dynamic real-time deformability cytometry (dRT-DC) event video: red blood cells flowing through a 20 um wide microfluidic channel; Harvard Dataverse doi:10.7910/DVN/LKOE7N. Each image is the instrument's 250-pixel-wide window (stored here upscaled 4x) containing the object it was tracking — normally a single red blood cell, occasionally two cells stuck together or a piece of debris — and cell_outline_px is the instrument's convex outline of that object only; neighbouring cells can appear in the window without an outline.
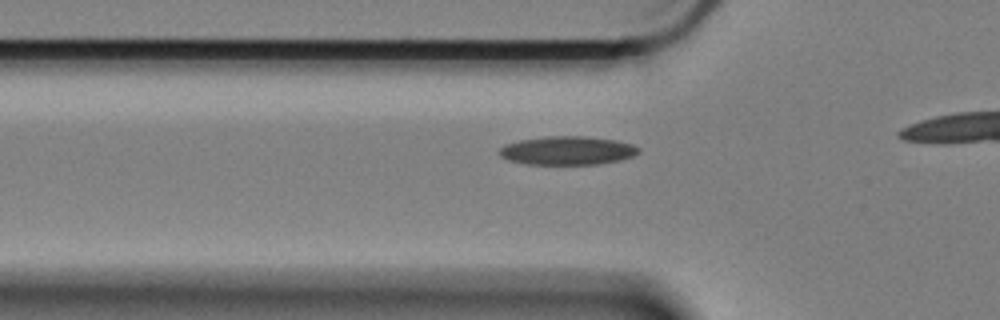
{"species": "Egyptian fruit bat (a non-hibernating species)", "species_latin": "Rousettus aegyptiacus", "temperature_condition": "cold", "stored_images_in_passage": 20, "camera_frame_rate_fps": 3000, "um_per_image_px": 0.085, "animal": {"sex": "female"}, "frame": {"image": 1, "passage_image": 10, "time_ms": 3.0, "image_size_px": [1000, 320], "cell_outline_px": [[640, 152], [632, 156], [620, 160], [600, 164], [528, 164], [508, 160], [500, 156], [500, 148], [504, 144], [520, 140], [544, 136], [584, 136], [616, 140], [632, 144], [640, 148]], "centroid_in_image_um": [48.23, 12.79], "position_along_channel_um": 77.6, "area_um2": 23.24}}
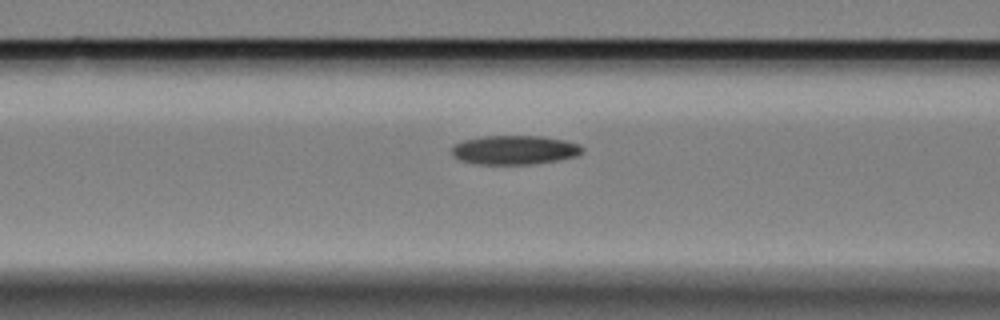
{"frame": {"image": 2, "passage_image": 14, "time_ms": 4.333, "image_size_px": [1000, 320], "cell_outline_px": [[584, 148], [576, 156], [556, 160], [532, 164], [480, 164], [460, 160], [452, 156], [452, 148], [456, 144], [464, 140], [484, 136], [544, 136], [564, 140], [580, 144]], "centroid_in_image_um": [43.74, 12.74], "position_along_channel_um": 122.9, "area_um2": 21.96}}
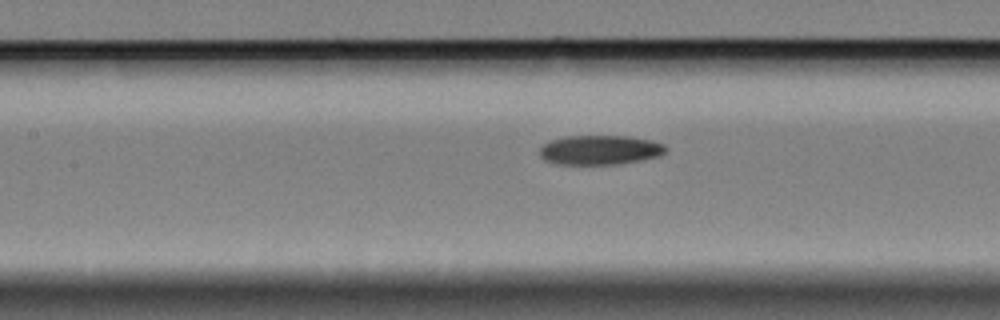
{"frame": {"image": 3, "passage_image": 17, "time_ms": 5.333, "image_size_px": [1000, 320], "cell_outline_px": [[668, 148], [660, 156], [640, 160], [616, 164], [556, 164], [544, 160], [540, 156], [540, 148], [548, 140], [564, 136], [632, 136], [652, 140], [664, 144]], "centroid_in_image_um": [50.99, 12.73], "position_along_channel_um": 156.4, "area_um2": 21.85}}